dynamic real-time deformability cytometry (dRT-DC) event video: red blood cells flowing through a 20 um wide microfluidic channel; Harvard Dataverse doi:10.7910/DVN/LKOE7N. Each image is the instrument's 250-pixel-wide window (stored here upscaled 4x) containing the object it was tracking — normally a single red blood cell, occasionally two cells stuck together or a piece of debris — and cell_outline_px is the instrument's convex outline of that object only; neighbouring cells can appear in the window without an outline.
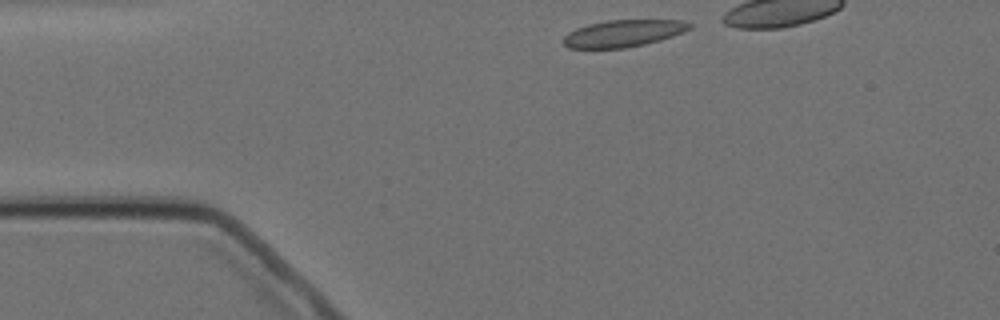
{"species": "Egyptian fruit bat (a non-hibernating species)", "species_latin": "Rousettus aegyptiacus", "temperature_condition": "cold", "stored_images_in_passage": 10, "camera_frame_rate_fps": 3000, "um_per_image_px": 0.085, "animal": {"sex": "female"}, "frame": {"image": 1, "passage_image": 1, "time_ms": 0.0, "image_size_px": [1000, 320], "cell_outline_px": [[692, 28], [684, 32], [660, 40], [644, 44], [624, 48], [568, 48], [564, 44], [564, 36], [568, 32], [576, 28], [588, 24], [608, 20], [684, 20], [692, 24]], "centroid_in_image_um": [53.0, 2.83], "position_along_channel_um": 32.0, "area_um2": 19.83}}
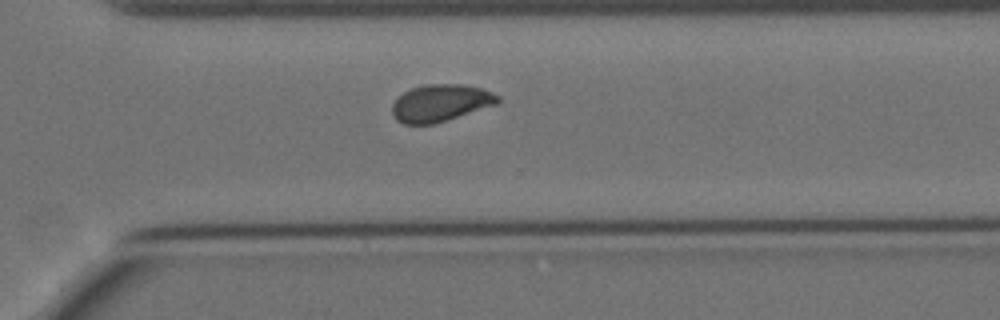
{"frame": {"image": 2, "passage_image": 10, "time_ms": 11.333, "image_size_px": [1000, 320], "cell_outline_px": [[500, 100], [496, 104], [436, 124], [404, 124], [396, 120], [392, 116], [392, 104], [404, 92], [412, 88], [428, 84], [464, 84], [480, 88], [492, 92], [500, 96]], "centroid_in_image_um": [37.44, 8.76], "position_along_channel_um": 333.2, "area_um2": 22.83}}